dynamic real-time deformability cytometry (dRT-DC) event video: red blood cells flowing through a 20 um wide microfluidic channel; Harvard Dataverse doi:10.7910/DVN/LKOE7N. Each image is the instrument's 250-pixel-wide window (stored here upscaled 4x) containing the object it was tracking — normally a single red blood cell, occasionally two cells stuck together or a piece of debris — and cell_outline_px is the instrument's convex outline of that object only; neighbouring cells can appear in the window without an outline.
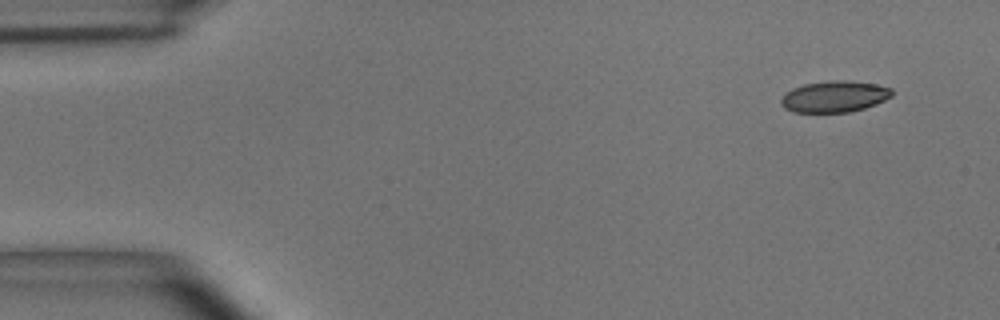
{"species": "common noctule bat (a hibernating species)", "species_latin": "Nyctalus noctula", "temperature_condition": "room temperature", "stored_images_in_passage": 4, "camera_frame_rate_fps": 3000, "um_per_image_px": 0.085, "animal": {"sex": "male", "body_mass_g": 15.6}, "frame": {"image": 1, "passage_image": 1, "time_ms": 0.0, "image_size_px": [1000, 320], "cell_outline_px": [[892, 96], [876, 104], [864, 108], [848, 112], [792, 112], [784, 108], [780, 104], [780, 100], [784, 92], [792, 88], [804, 84], [832, 80], [848, 80], [876, 84], [892, 88]], "centroid_in_image_um": [70.89, 8.2], "position_along_channel_um": 14.1, "area_um2": 20.4}}
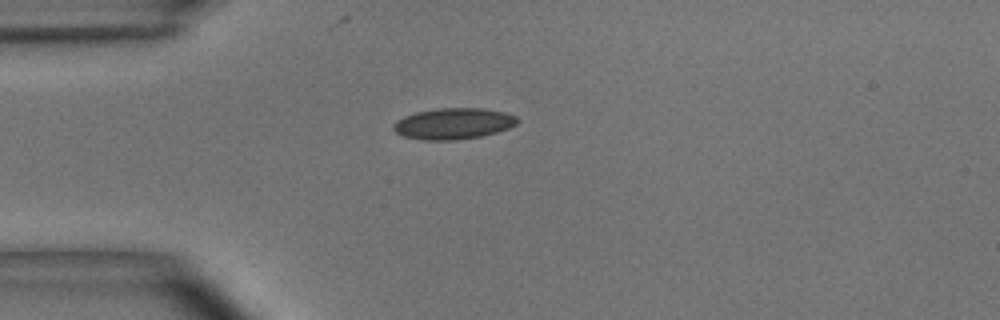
{"frame": {"image": 2, "passage_image": 4, "time_ms": 1.0, "image_size_px": [1000, 320], "cell_outline_px": [[520, 120], [516, 124], [508, 128], [484, 136], [456, 140], [420, 140], [404, 136], [396, 132], [392, 128], [392, 124], [396, 120], [404, 116], [416, 112], [440, 108], [484, 108], [504, 112], [516, 116]], "centroid_in_image_um": [38.53, 10.51], "position_along_channel_um": 46.5, "area_um2": 22.66}}